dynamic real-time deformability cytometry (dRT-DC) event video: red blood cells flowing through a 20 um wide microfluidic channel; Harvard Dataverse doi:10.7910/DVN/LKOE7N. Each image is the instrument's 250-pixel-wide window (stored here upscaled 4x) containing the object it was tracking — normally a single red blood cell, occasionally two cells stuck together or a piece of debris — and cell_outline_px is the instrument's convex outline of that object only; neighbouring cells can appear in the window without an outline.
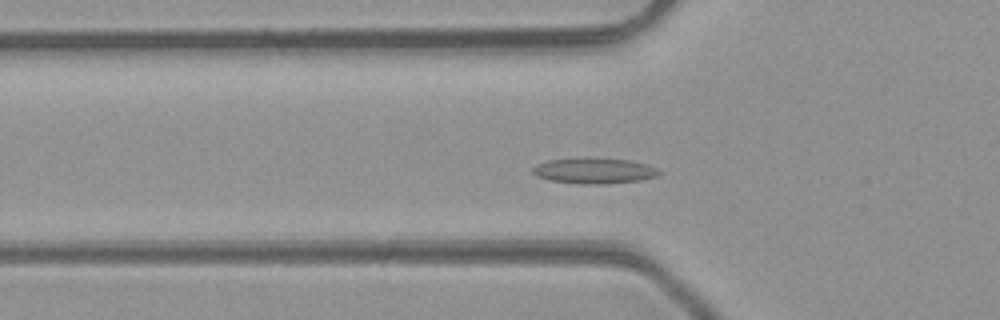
{"species": "common noctule bat (a hibernating species)", "species_latin": "Nyctalus noctula", "temperature_condition": "room temperature", "stored_images_in_passage": 45, "camera_frame_rate_fps": 3000, "um_per_image_px": 0.085, "animal": {"sex": "male", "body_mass_g": 23.1, "forearm_length_mm": 52.7}, "frame": {"image": 1, "passage_image": 12, "time_ms": 3.667, "image_size_px": [1000, 320], "cell_outline_px": [[660, 176], [640, 180], [608, 184], [580, 184], [548, 180], [536, 176], [532, 172], [532, 168], [536, 164], [548, 160], [572, 156], [588, 156], [632, 160], [648, 164], [656, 168], [660, 172]], "centroid_in_image_um": [50.48, 14.48], "position_along_channel_um": 75.3, "area_um2": 19.83}}
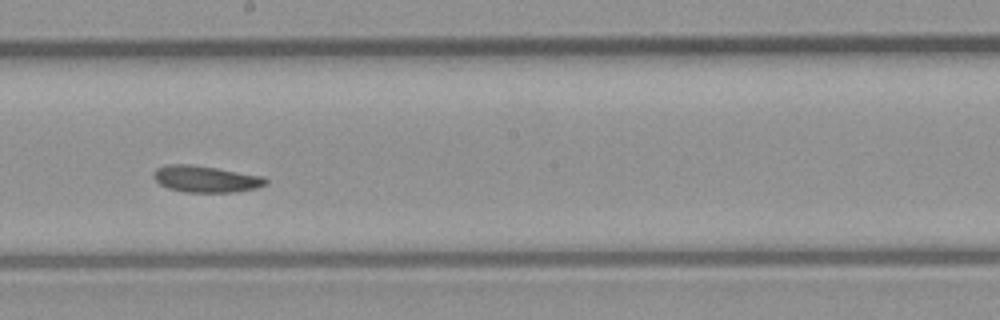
{"frame": {"image": 2, "passage_image": 23, "time_ms": 7.333, "image_size_px": [1000, 320], "cell_outline_px": [[268, 184], [256, 188], [236, 192], [184, 192], [168, 188], [160, 184], [152, 176], [152, 172], [156, 168], [168, 164], [192, 164], [264, 176], [268, 180]], "centroid_in_image_um": [17.49, 15.21], "position_along_channel_um": 230.7, "area_um2": 17.51}}
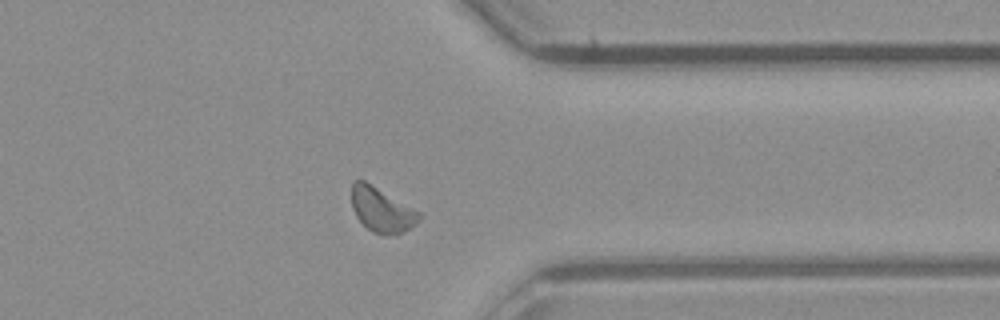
{"frame": {"image": 3, "passage_image": 34, "time_ms": 11.0, "image_size_px": [1000, 320], "cell_outline_px": [[420, 216], [416, 224], [400, 232], [384, 236], [372, 232], [356, 216], [352, 208], [352, 180], [364, 180], [420, 212]], "centroid_in_image_um": [32.41, 17.83], "position_along_channel_um": 379.0, "area_um2": 17.17}, "authors_computed_cell_mechanics": {"area_um2": 17.5134, "velocity_mm_per_s": 4.2155, "shape_relaxation_time_tau1_ms": null, "shape_relaxation_time_tau2_ms": 6.2208, "deformation_change_tau1": null, "deformation_change_tau2": 0.1294}}